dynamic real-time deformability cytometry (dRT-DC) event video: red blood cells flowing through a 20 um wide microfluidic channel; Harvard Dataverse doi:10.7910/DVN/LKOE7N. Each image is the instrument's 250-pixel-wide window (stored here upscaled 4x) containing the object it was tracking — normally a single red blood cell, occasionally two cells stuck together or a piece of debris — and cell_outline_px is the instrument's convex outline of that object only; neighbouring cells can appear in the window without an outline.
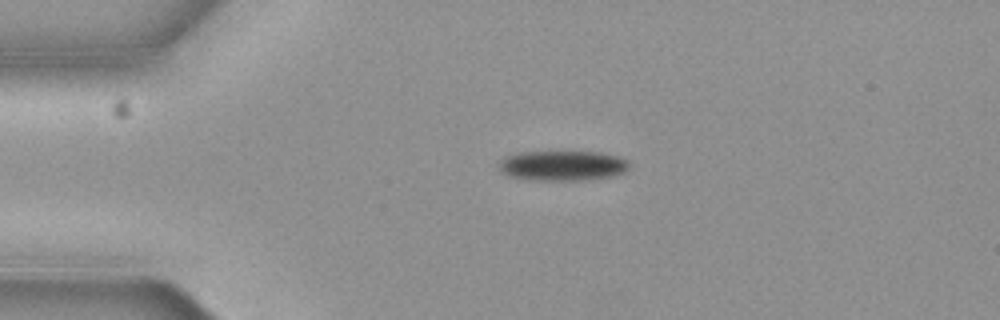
{"species": "common noctule bat (a hibernating species)", "species_latin": "Nyctalus noctula", "temperature_condition": "cold", "stored_images_in_passage": 1, "camera_frame_rate_fps": 3000, "um_per_image_px": 0.085, "animal": {"sex": "female", "body_mass_g": 19.3, "forearm_length_mm": 54.1}, "frame": {"image": 1, "passage_image": 1, "time_ms": 0.0, "image_size_px": [1000, 320], "cell_outline_px": [[628, 168], [624, 172], [612, 176], [584, 180], [532, 180], [508, 176], [500, 172], [500, 160], [508, 156], [524, 152], [600, 152], [616, 156], [628, 160]], "centroid_in_image_um": [47.82, 14.09], "position_along_channel_um": 37.2, "area_um2": 22.66}}